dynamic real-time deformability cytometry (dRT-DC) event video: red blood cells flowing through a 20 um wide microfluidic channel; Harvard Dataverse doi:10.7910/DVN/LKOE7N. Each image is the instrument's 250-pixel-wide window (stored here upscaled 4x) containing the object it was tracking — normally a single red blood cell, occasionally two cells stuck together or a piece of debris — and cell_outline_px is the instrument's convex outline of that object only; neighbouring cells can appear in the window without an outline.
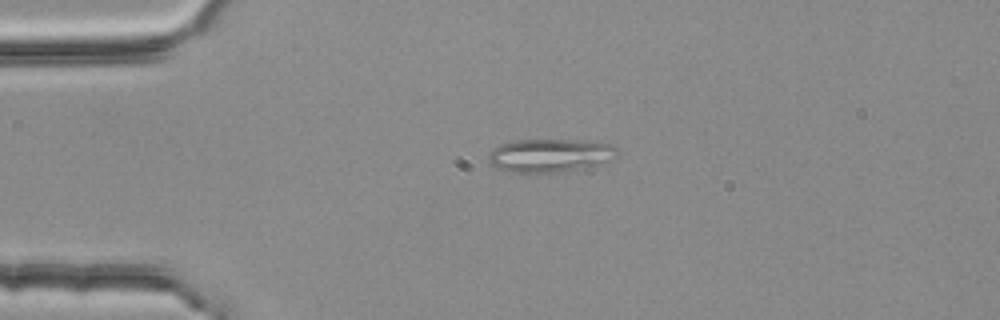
{"species": "common noctule bat (a hibernating species)", "species_latin": "Nyctalus noctula", "temperature_condition": "room temperature", "stored_images_in_passage": 1, "camera_frame_rate_fps": 3000, "um_per_image_px": 0.085, "animal": {"sex": "female", "body_mass_g": 25.1}, "frame": {"image": 1, "passage_image": 1, "time_ms": 0.0, "image_size_px": [1000, 320], "cell_outline_px": [[616, 156], [608, 160], [596, 164], [564, 172], [512, 172], [496, 168], [488, 160], [488, 156], [492, 148], [500, 144], [516, 140], [596, 140], [612, 144], [616, 148]], "centroid_in_image_um": [46.73, 13.19], "position_along_channel_um": 38.3, "area_um2": 24.97}}